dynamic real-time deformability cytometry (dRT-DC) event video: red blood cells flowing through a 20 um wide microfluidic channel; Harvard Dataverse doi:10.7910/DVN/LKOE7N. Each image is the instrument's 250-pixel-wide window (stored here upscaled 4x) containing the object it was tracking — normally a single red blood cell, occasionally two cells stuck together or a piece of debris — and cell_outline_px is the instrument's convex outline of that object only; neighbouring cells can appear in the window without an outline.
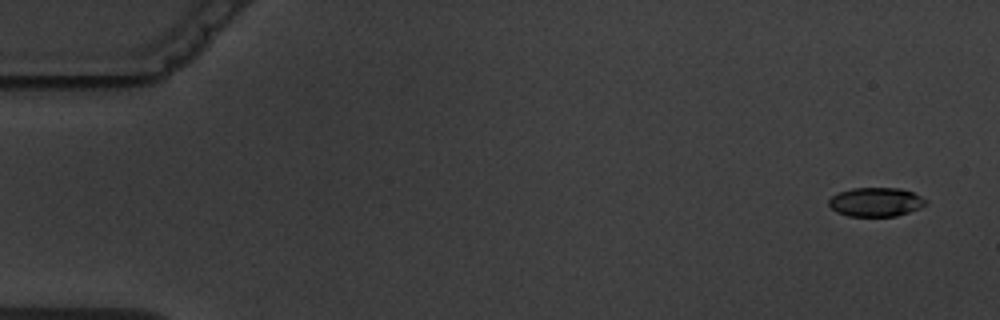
{"species": "common noctule bat (a hibernating species)", "species_latin": "Nyctalus noctula", "temperature_condition": "warm", "stored_images_in_passage": 4, "camera_frame_rate_fps": 3000, "um_per_image_px": 0.085, "animal": {"sex": "male", "body_mass_g": 19.5, "forearm_length_mm": 54.6}, "frame": {"image": 1, "passage_image": 1, "time_ms": 0.0, "image_size_px": [1000, 320], "cell_outline_px": [[928, 204], [920, 208], [896, 216], [848, 216], [836, 212], [828, 204], [828, 200], [832, 196], [840, 192], [852, 188], [900, 188], [912, 192], [928, 200]], "centroid_in_image_um": [74.46, 17.17], "position_along_channel_um": 10.5, "area_um2": 16.42}}